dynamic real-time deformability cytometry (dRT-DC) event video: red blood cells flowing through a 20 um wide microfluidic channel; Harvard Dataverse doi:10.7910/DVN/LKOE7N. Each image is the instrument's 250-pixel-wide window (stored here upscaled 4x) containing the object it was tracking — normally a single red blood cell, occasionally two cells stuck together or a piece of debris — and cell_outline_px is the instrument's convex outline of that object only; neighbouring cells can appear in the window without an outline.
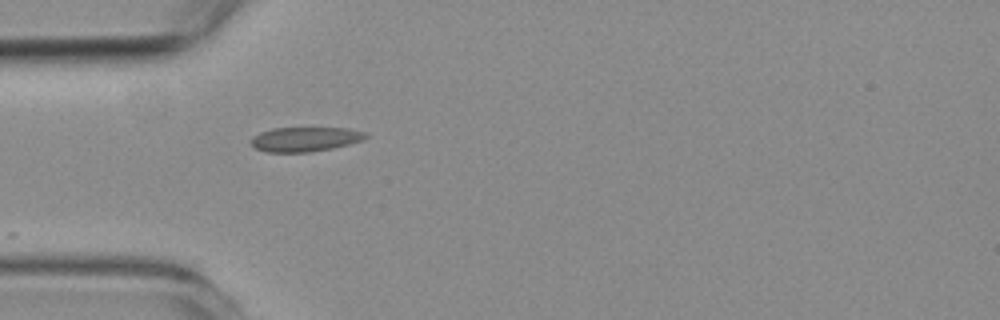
{"species": "common noctule bat (a hibernating species)", "species_latin": "Nyctalus noctula", "temperature_condition": "room temperature", "stored_images_in_passage": 4, "camera_frame_rate_fps": 3000, "um_per_image_px": 0.085, "animal": {"sex": "female", "body_mass_g": 19.3, "forearm_length_mm": 54.1}, "frame": {"image": 1, "passage_image": 1, "time_ms": 0.0, "image_size_px": [1000, 320], "cell_outline_px": [[368, 136], [364, 140], [332, 148], [312, 152], [268, 152], [256, 148], [252, 144], [252, 136], [260, 132], [272, 128], [348, 128], [368, 132]], "centroid_in_image_um": [25.98, 11.82], "position_along_channel_um": 59.0, "area_um2": 16.42}}
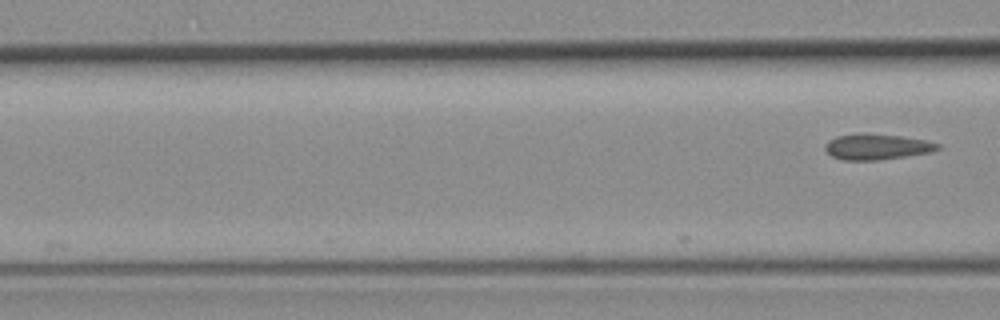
{"frame": {"image": 2, "passage_image": 4, "time_ms": 1.0, "image_size_px": [1000, 320], "cell_outline_px": [[944, 148], [932, 152], [880, 160], [844, 160], [832, 156], [824, 148], [824, 144], [828, 140], [836, 136], [900, 136], [924, 140], [940, 144]], "centroid_in_image_um": [74.59, 12.52], "position_along_channel_um": 92.0, "area_um2": 16.18}}